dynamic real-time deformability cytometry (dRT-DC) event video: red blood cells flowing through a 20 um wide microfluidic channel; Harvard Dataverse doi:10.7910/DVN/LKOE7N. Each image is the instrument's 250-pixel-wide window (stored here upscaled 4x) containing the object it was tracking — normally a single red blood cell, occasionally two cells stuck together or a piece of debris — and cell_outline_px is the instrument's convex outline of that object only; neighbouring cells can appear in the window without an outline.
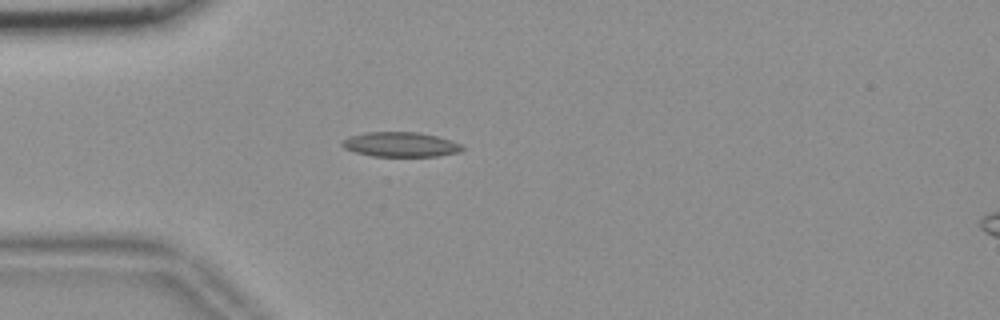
{"species": "common noctule bat (a hibernating species)", "species_latin": "Nyctalus noctula", "temperature_condition": "room temperature", "stored_images_in_passage": 41, "camera_frame_rate_fps": 3000, "um_per_image_px": 0.085, "animal": {"sex": "female", "body_mass_g": 18.4}, "frame": {"image": 1, "passage_image": 1, "time_ms": 0.0, "image_size_px": [1000, 320], "cell_outline_px": [[464, 148], [460, 152], [440, 156], [372, 156], [356, 152], [344, 148], [340, 144], [348, 136], [368, 132], [416, 132], [436, 136], [452, 140], [460, 144]], "centroid_in_image_um": [34.05, 12.28], "position_along_channel_um": 50.9, "area_um2": 17.28}}
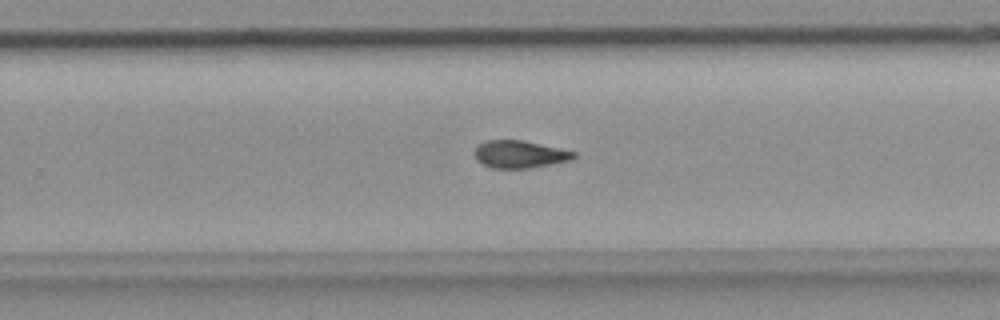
{"frame": {"image": 2, "passage_image": 21, "time_ms": 6.667, "image_size_px": [1000, 320], "cell_outline_px": [[576, 156], [572, 160], [528, 168], [492, 168], [476, 160], [472, 152], [476, 144], [484, 140], [524, 140], [560, 148], [576, 152]], "centroid_in_image_um": [44.12, 13.09], "position_along_channel_um": 285.7, "area_um2": 16.13}}
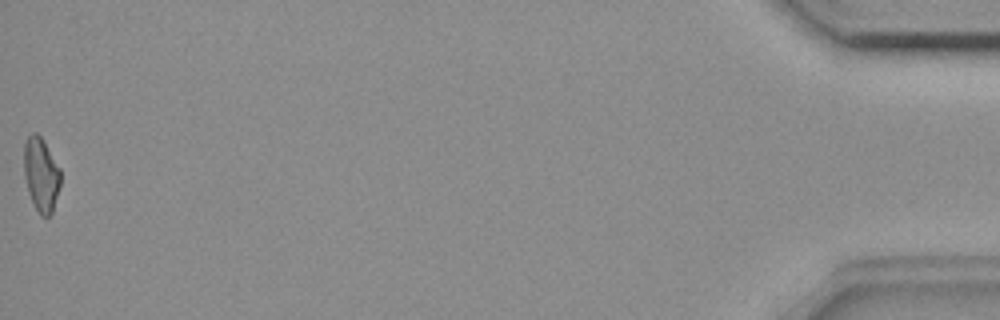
{"frame": {"image": 3, "passage_image": 41, "time_ms": 13.333, "image_size_px": [1000, 320], "cell_outline_px": [[60, 184], [52, 212], [48, 216], [40, 216], [28, 192], [24, 176], [24, 144], [28, 136], [32, 132], [36, 132], [40, 136], [60, 168]], "centroid_in_image_um": [3.48, 14.82], "position_along_channel_um": 431.7, "area_um2": 15.55}, "authors_computed_cell_mechanics": {"area_um2": 16.184, "velocity_mm_per_s": 3.6786, "shape_relaxation_time_tau1_ms": null, "shape_relaxation_time_tau2_ms": 5.2503, "deformation_change_tau1": null, "deformation_change_tau2": 0.1112}}